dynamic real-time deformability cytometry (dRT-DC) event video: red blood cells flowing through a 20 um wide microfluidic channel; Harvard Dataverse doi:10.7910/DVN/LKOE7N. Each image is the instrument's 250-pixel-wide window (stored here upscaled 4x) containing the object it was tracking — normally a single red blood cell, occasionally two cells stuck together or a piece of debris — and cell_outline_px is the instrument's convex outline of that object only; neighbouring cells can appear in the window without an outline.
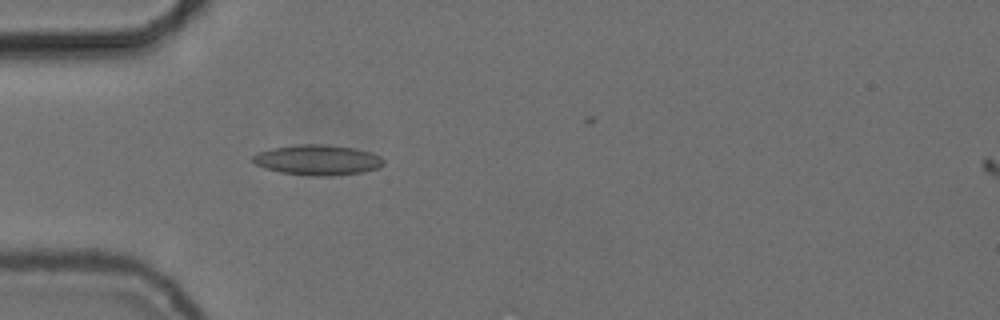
{"species": "common noctule bat (a hibernating species)", "species_latin": "Nyctalus noctula", "temperature_condition": "cold", "stored_images_in_passage": 32, "camera_frame_rate_fps": 3000, "um_per_image_px": 0.085, "animal": {"sex": "female", "body_mass_g": 24.6, "forearm_length_mm": 56.2}, "frame": {"image": 1, "passage_image": 1, "time_ms": 0.0, "image_size_px": [1000, 320], "cell_outline_px": [[384, 164], [380, 168], [360, 172], [324, 176], [320, 176], [280, 172], [264, 168], [256, 164], [252, 160], [252, 156], [260, 152], [272, 148], [296, 144], [324, 144], [352, 148], [372, 152], [380, 156], [384, 160]], "centroid_in_image_um": [27.01, 13.58], "position_along_channel_um": 58.0, "area_um2": 22.89}}
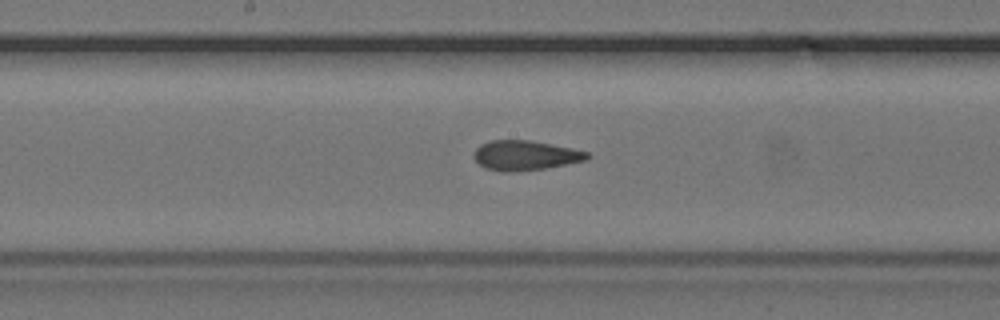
{"frame": {"image": 2, "passage_image": 13, "time_ms": 4.0, "image_size_px": [1000, 320], "cell_outline_px": [[592, 156], [584, 160], [544, 168], [508, 172], [500, 172], [488, 168], [480, 164], [472, 156], [472, 152], [480, 144], [488, 140], [528, 140], [572, 148], [588, 152]], "centroid_in_image_um": [44.59, 13.19], "position_along_channel_um": 203.6, "area_um2": 19.48}}
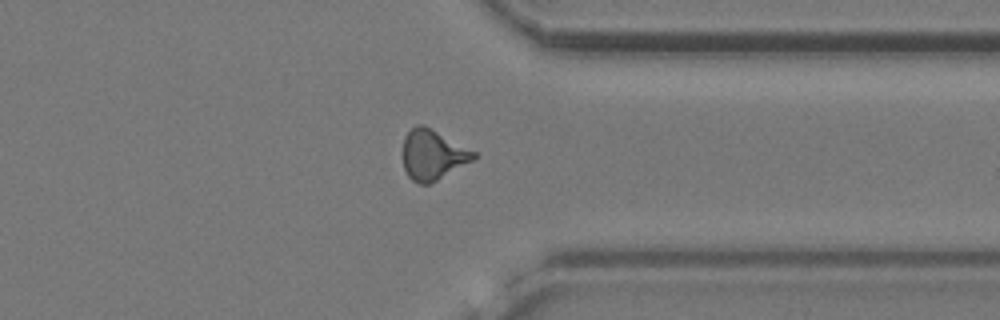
{"frame": {"image": 3, "passage_image": 27, "time_ms": 8.667, "image_size_px": [1000, 320], "cell_outline_px": [[476, 156], [472, 160], [436, 180], [428, 184], [420, 184], [412, 180], [408, 176], [404, 168], [400, 156], [400, 152], [404, 136], [416, 124], [424, 124], [476, 152]], "centroid_in_image_um": [36.7, 13.13], "position_along_channel_um": 374.7, "area_um2": 20.81}, "authors_computed_cell_mechanics": {"area_um2": 20.0566, "velocity_mm_per_s": 3.7453, "shape_relaxation_time_tau1_ms": null, "shape_relaxation_time_tau2_ms": 1.8894, "deformation_change_tau1": null, "deformation_change_tau2": 0.0802}}